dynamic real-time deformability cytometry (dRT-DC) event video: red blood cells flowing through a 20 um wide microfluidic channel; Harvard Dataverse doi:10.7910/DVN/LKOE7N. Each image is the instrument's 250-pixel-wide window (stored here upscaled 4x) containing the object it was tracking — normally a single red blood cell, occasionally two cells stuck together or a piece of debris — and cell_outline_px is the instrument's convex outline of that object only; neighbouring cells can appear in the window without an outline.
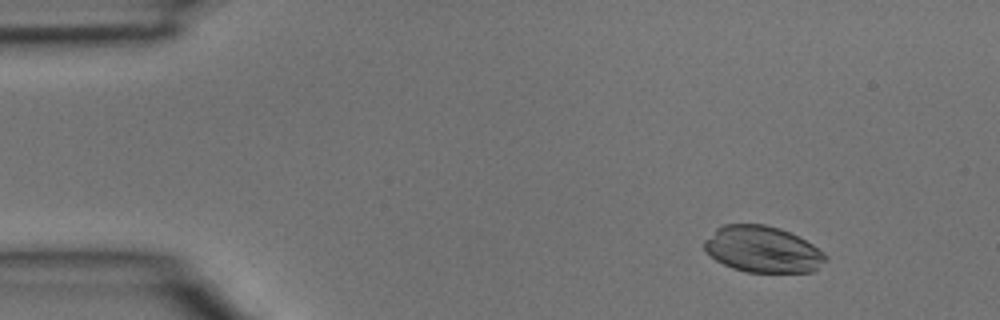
{"species": "common noctule bat (a hibernating species)", "species_latin": "Nyctalus noctula", "temperature_condition": "room temperature", "stored_images_in_passage": 3, "camera_frame_rate_fps": 3000, "um_per_image_px": 0.085, "animal": {"sex": "male", "body_mass_g": 15.6}, "frame": {"image": 1, "passage_image": 1, "time_ms": 0.0, "image_size_px": [1000, 320], "cell_outline_px": [[828, 260], [812, 272], [748, 272], [732, 268], [716, 260], [704, 248], [704, 240], [716, 228], [724, 224], [764, 224], [780, 228], [812, 244], [824, 252], [828, 256]], "centroid_in_image_um": [64.84, 21.19], "position_along_channel_um": 20.2, "area_um2": 32.66}}